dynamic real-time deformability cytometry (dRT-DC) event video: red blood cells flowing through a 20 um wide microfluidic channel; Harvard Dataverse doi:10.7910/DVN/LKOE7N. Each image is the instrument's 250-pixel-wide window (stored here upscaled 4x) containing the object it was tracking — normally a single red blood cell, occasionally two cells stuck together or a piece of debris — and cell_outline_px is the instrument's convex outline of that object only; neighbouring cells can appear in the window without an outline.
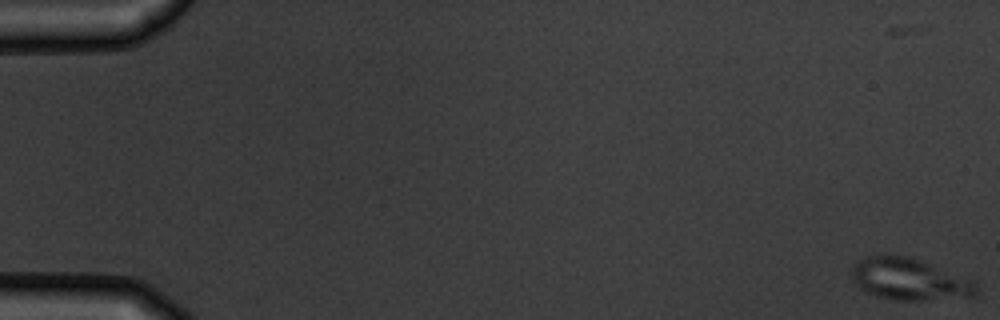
{"species": "common noctule bat (a hibernating species)", "species_latin": "Nyctalus noctula", "temperature_condition": "warm", "stored_images_in_passage": 7, "camera_frame_rate_fps": 3000, "um_per_image_px": 0.085, "animal": {"sex": "male", "body_mass_g": 19.5, "forearm_length_mm": 54.6}, "frame": {"image": 1, "passage_image": 1, "time_ms": 0.0, "image_size_px": [1000, 320], "cell_outline_px": [[980, 292], [976, 296], [920, 300], [892, 300], [876, 296], [860, 288], [856, 284], [852, 276], [852, 268], [860, 260], [868, 256], [880, 252], [908, 256], [920, 260], [976, 280]], "centroid_in_image_um": [77.34, 23.71], "position_along_channel_um": 7.7, "area_um2": 30.87}}